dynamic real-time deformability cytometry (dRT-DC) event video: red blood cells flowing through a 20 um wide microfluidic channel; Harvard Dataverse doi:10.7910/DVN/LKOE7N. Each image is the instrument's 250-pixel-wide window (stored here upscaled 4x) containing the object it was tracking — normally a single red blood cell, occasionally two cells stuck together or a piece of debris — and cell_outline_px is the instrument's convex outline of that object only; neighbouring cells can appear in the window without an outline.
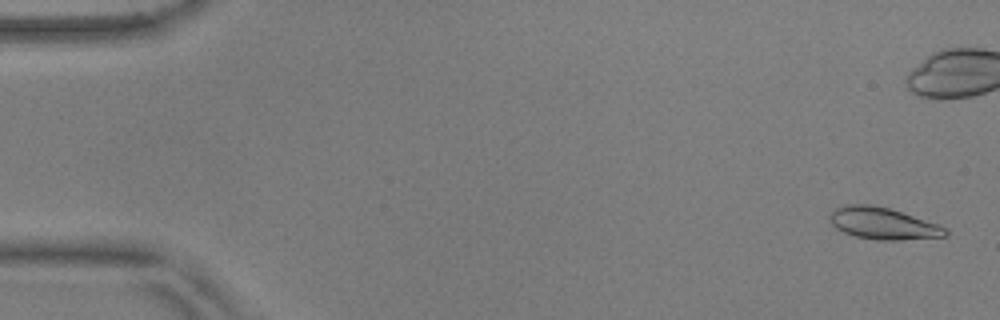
{"species": "common noctule bat (a hibernating species)", "species_latin": "Nyctalus noctula", "temperature_condition": "warm", "stored_images_in_passage": 40, "camera_frame_rate_fps": 3000, "um_per_image_px": 0.085, "animal": {"sex": "male", "body_mass_g": 17.9, "forearm_length_mm": 54.2}, "frame": {"image": 1, "passage_image": 2, "time_ms": 0.333, "image_size_px": [1000, 320], "cell_outline_px": [[948, 236], [900, 240], [876, 240], [856, 236], [844, 232], [836, 228], [832, 224], [828, 216], [836, 208], [844, 204], [872, 204], [888, 208], [948, 228]], "centroid_in_image_um": [75.03, 18.99], "position_along_channel_um": 10.0, "area_um2": 21.27}}
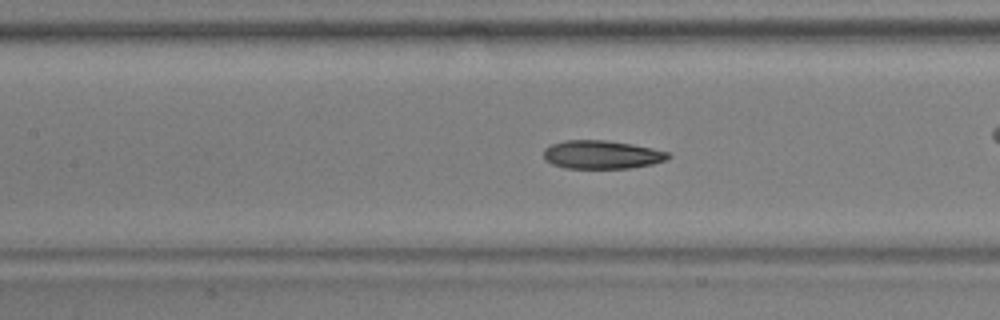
{"frame": {"image": 2, "passage_image": 25, "time_ms": 8.0, "image_size_px": [1000, 320], "cell_outline_px": [[672, 156], [664, 160], [652, 164], [628, 168], [564, 168], [552, 164], [544, 160], [544, 148], [552, 144], [564, 140], [604, 140], [632, 144], [652, 148], [668, 152]], "centroid_in_image_um": [51.12, 13.14], "position_along_channel_um": 156.3, "area_um2": 20.58}}
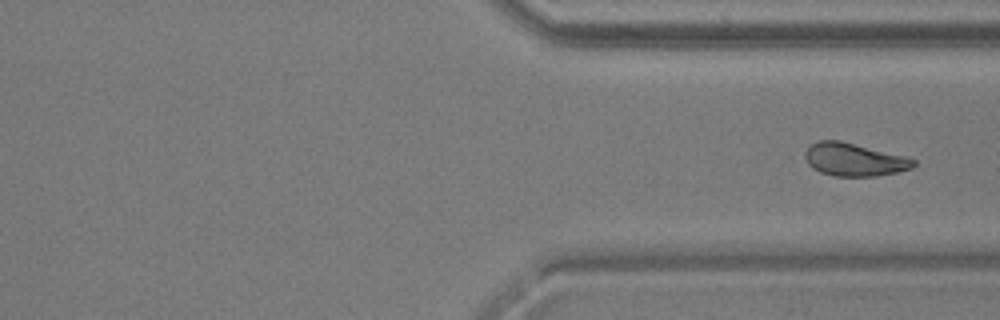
{"frame": {"image": 3, "passage_image": 40, "time_ms": 13.0, "image_size_px": [1000, 320], "cell_outline_px": [[916, 164], [912, 168], [896, 172], [876, 176], [832, 176], [820, 172], [812, 168], [808, 164], [804, 156], [804, 152], [812, 144], [820, 140], [840, 140], [904, 156], [916, 160]], "centroid_in_image_um": [72.58, 13.57], "position_along_channel_um": 338.8, "area_um2": 20.75}}